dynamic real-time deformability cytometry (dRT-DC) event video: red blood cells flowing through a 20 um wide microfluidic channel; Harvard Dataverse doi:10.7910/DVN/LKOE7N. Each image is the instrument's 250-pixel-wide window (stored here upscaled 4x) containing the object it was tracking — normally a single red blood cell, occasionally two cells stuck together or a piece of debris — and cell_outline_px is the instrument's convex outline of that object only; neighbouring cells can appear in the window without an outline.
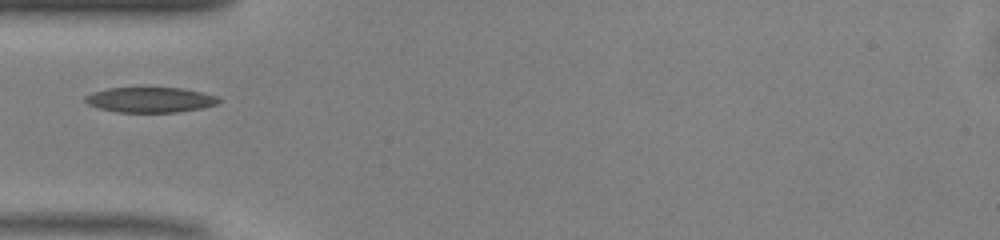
{"species": "common noctule bat (a hibernating species)", "species_latin": "Nyctalus noctula", "temperature_condition": "warm", "stored_images_in_passage": 25, "camera_frame_rate_fps": 3000, "um_per_image_px": 0.085, "animal": {"sex": "male", "body_mass_g": 13.0, "forearm_length_mm": 53.1}, "frame": {"image": 1, "passage_image": 1, "time_ms": 0.0, "image_size_px": [1000, 240], "cell_outline_px": [[220, 100], [216, 104], [204, 108], [180, 112], [120, 112], [100, 108], [88, 104], [84, 100], [84, 96], [92, 92], [108, 88], [180, 88], [204, 92], [216, 96]], "centroid_in_image_um": [12.78, 8.48], "position_along_channel_um": 72.2, "area_um2": 19.59}}
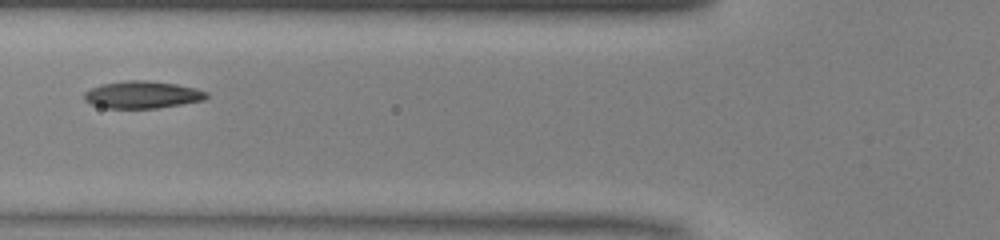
{"frame": {"image": 2, "passage_image": 4, "time_ms": 1.0, "image_size_px": [1000, 240], "cell_outline_px": [[208, 96], [204, 100], [156, 108], [108, 108], [92, 104], [84, 100], [84, 92], [100, 84], [128, 80], [144, 80], [176, 84], [196, 88], [208, 92]], "centroid_in_image_um": [12.09, 8.04], "position_along_channel_um": 113.7, "area_um2": 19.31}}